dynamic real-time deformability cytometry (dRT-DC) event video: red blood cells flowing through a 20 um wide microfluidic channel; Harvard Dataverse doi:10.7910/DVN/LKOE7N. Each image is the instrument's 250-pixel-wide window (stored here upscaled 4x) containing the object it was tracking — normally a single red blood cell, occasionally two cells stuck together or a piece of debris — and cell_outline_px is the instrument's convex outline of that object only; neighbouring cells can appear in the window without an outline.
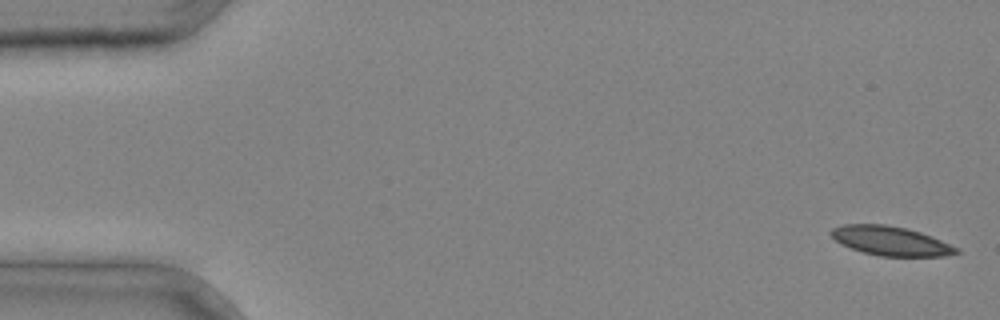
{"species": "common noctule bat (a hibernating species)", "species_latin": "Nyctalus noctula", "temperature_condition": "cold", "stored_images_in_passage": 3, "camera_frame_rate_fps": 3000, "um_per_image_px": 0.085, "animal": {"sex": "male", "body_mass_g": 20.4}, "frame": {"image": 1, "passage_image": 1, "time_ms": 0.0, "image_size_px": [1000, 320], "cell_outline_px": [[960, 252], [944, 256], [880, 256], [864, 252], [840, 244], [828, 232], [832, 228], [844, 224], [884, 224], [908, 228], [932, 236], [960, 248]], "centroid_in_image_um": [75.72, 20.47], "position_along_channel_um": 9.3, "area_um2": 21.39}}
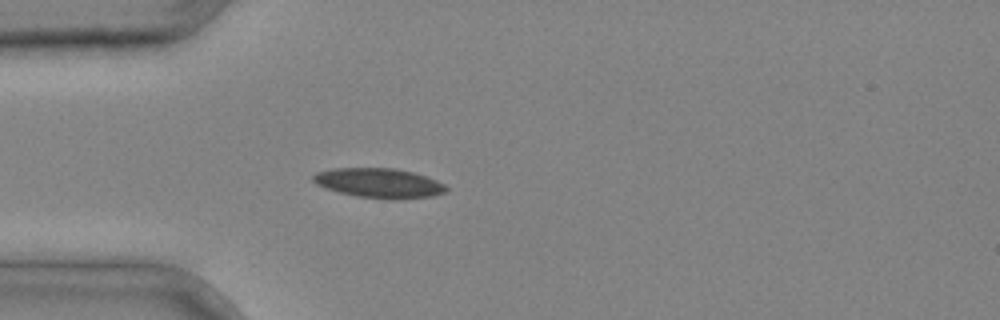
{"frame": {"image": 2, "passage_image": 3, "time_ms": 0.667, "image_size_px": [1000, 320], "cell_outline_px": [[448, 188], [444, 192], [432, 196], [396, 200], [392, 200], [356, 196], [324, 188], [316, 184], [312, 180], [312, 176], [316, 172], [332, 168], [396, 168], [412, 172], [436, 180], [444, 184]], "centroid_in_image_um": [32.19, 15.56], "position_along_channel_um": 52.8, "area_um2": 23.06}}